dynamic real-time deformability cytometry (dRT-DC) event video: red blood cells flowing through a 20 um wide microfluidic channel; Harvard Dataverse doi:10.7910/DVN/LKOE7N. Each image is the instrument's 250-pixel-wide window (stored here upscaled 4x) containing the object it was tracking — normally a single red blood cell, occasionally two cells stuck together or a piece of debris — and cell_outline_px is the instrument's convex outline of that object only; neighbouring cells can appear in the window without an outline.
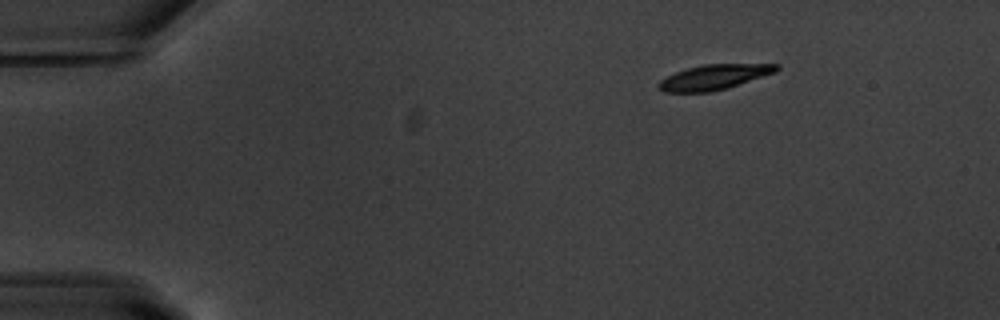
{"species": "common noctule bat (a hibernating species)", "species_latin": "Nyctalus noctula", "temperature_condition": "warm", "stored_images_in_passage": 48, "camera_frame_rate_fps": 3000, "um_per_image_px": 0.085, "animal": {"sex": "male", "body_mass_g": 20.1, "forearm_length_mm": 53.5}, "frame": {"image": 1, "passage_image": 1, "time_ms": 0.0, "image_size_px": [1000, 320], "cell_outline_px": [[780, 68], [776, 72], [728, 88], [712, 92], [664, 92], [656, 84], [660, 80], [676, 72], [688, 68], [704, 64], [780, 64]], "centroid_in_image_um": [60.72, 6.56], "position_along_channel_um": 24.3, "area_um2": 17.17}}
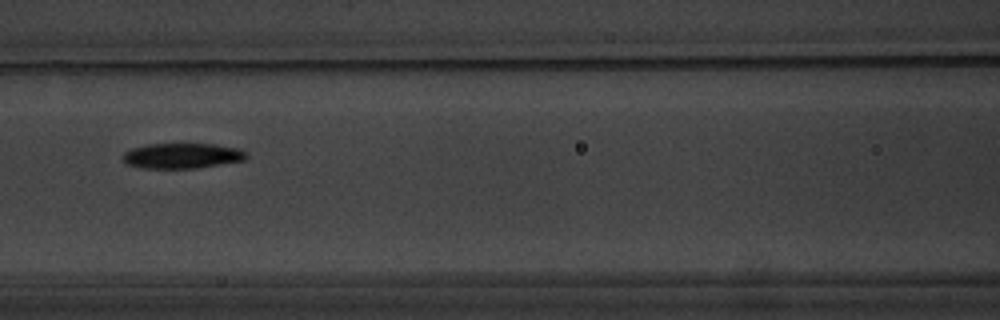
{"frame": {"image": 2, "passage_image": 18, "time_ms": 5.667, "image_size_px": [1000, 320], "cell_outline_px": [[248, 156], [244, 160], [196, 168], [144, 168], [124, 164], [120, 156], [124, 152], [132, 148], [148, 144], [216, 144], [240, 148], [248, 152]], "centroid_in_image_um": [15.46, 13.23], "position_along_channel_um": 151.1, "area_um2": 18.44}}
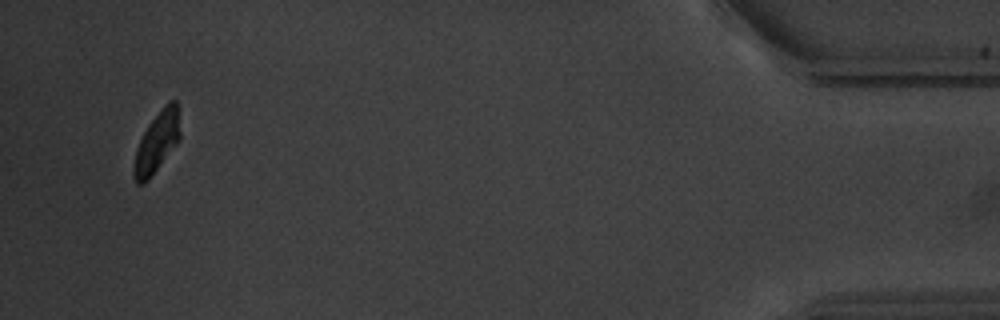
{"frame": {"image": 3, "passage_image": 46, "time_ms": 15.0, "image_size_px": [1000, 320], "cell_outline_px": [[180, 140], [148, 180], [144, 184], [136, 184], [132, 176], [132, 168], [136, 148], [148, 124], [164, 104], [168, 100], [176, 100], [180, 132]], "centroid_in_image_um": [13.31, 12.11], "position_along_channel_um": 421.9, "area_um2": 16.47}, "authors_computed_cell_mechanics": {"area_um2": 18.0047, "velocity_mm_per_s": 3.6859, "shape_relaxation_time_tau1_ms": 2.1141, "shape_relaxation_time_tau2_ms": null, "deformation_change_tau1": 0.1605, "deformation_change_tau2": null}}